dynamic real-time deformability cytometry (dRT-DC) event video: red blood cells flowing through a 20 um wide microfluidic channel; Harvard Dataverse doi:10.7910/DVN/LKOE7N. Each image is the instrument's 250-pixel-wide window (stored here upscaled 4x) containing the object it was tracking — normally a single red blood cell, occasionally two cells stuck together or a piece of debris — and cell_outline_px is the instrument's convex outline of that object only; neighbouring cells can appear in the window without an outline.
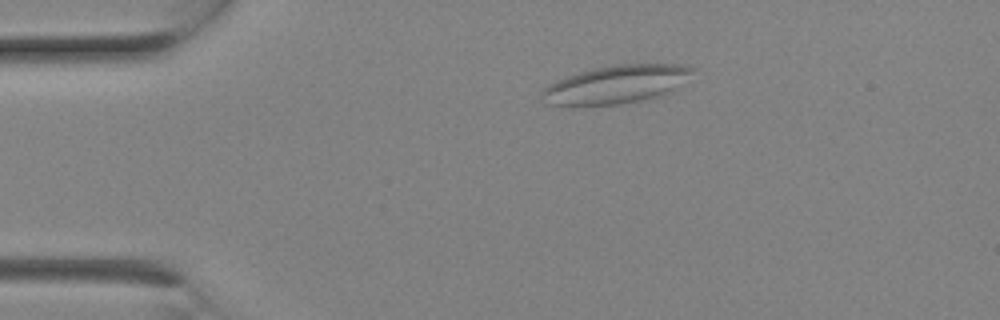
{"species": "Egyptian fruit bat (a non-hibernating species)", "species_latin": "Rousettus aegyptiacus", "temperature_condition": "room temperature", "stored_images_in_passage": 3, "camera_frame_rate_fps": 3000, "um_per_image_px": 0.085, "animal": {"sex": "female"}, "frame": {"image": 1, "passage_image": 3, "time_ms": 0.667, "image_size_px": [1000, 320], "cell_outline_px": [[692, 72], [672, 88], [660, 96], [620, 104], [544, 104], [540, 100], [540, 92], [548, 84], [568, 76], [580, 72], [596, 68], [616, 64], [688, 64], [692, 68]], "centroid_in_image_um": [52.3, 7.16], "position_along_channel_um": 32.7, "area_um2": 32.6}}